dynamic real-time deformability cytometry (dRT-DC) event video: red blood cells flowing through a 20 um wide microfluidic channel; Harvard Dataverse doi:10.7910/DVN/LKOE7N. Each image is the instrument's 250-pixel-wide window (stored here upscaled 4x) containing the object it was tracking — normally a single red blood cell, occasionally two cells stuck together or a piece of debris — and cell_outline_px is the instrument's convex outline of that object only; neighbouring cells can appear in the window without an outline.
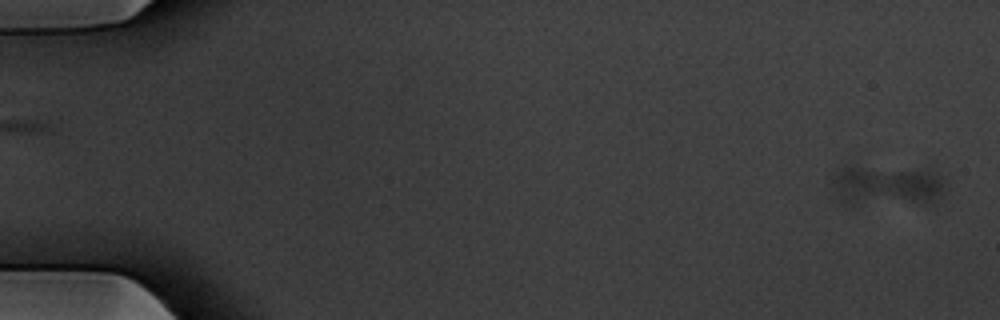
{"species": "common noctule bat (a hibernating species)", "species_latin": "Nyctalus noctula", "temperature_condition": "warm", "stored_images_in_passage": 20, "camera_frame_rate_fps": 3000, "um_per_image_px": 0.085, "animal": {"sex": "male", "body_mass_g": 20.1, "forearm_length_mm": 53.5}, "frame": {"image": 1, "passage_image": 1, "time_ms": 0.0, "image_size_px": [1000, 320], "cell_outline_px": [[948, 188], [932, 204], [840, 204], [832, 196], [832, 172], [840, 164], [856, 164], [932, 168], [944, 176], [948, 180]], "centroid_in_image_um": [75.37, 15.71], "position_along_channel_um": 9.6, "area_um2": 29.94}}